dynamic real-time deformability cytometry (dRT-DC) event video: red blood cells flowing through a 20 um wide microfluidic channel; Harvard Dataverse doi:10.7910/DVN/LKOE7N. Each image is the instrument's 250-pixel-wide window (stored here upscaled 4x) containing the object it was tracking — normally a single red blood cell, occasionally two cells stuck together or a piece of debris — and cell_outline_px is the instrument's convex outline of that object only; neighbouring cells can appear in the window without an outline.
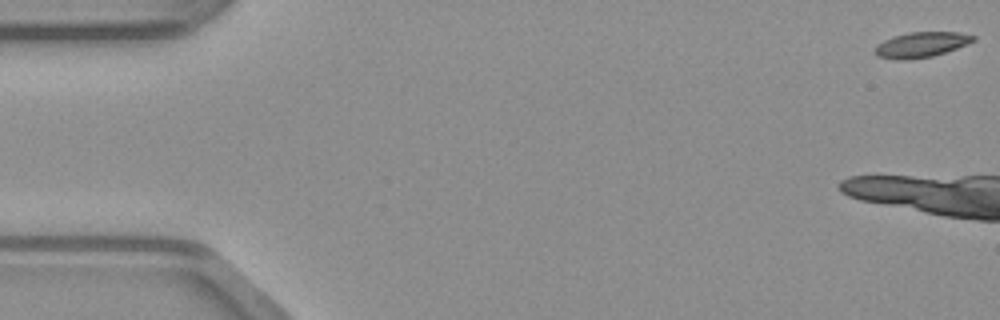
{"species": "common noctule bat (a hibernating species)", "species_latin": "Nyctalus noctula", "temperature_condition": "warm", "stored_images_in_passage": 13, "camera_frame_rate_fps": 3000, "um_per_image_px": 0.085, "animal": {"sex": "male", "body_mass_g": 23.1, "forearm_length_mm": 52.7}, "frame": {"image": 1, "passage_image": 1, "time_ms": 0.0, "image_size_px": [1000, 320], "cell_outline_px": [[976, 40], [956, 48], [932, 56], [908, 60], [896, 60], [876, 56], [876, 44], [884, 40], [908, 32], [960, 32], [976, 36]], "centroid_in_image_um": [78.3, 3.8], "position_along_channel_um": 6.7, "area_um2": 14.39}}